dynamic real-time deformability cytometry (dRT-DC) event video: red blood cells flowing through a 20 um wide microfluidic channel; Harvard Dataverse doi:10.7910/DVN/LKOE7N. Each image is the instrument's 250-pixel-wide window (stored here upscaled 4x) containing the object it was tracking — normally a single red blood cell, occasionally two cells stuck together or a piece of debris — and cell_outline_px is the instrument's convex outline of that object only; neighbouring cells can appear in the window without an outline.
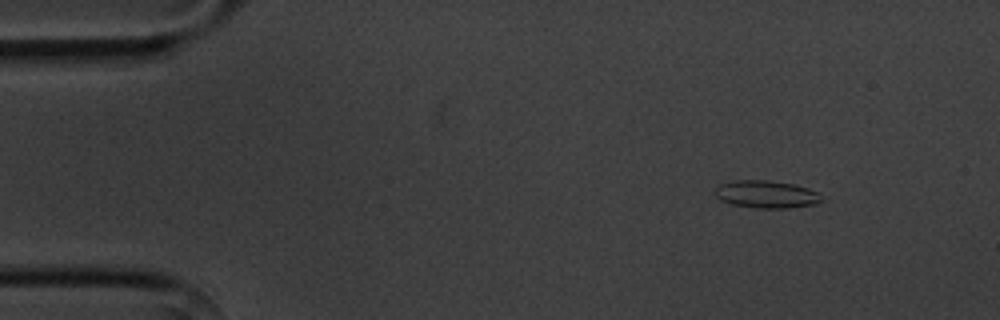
{"species": "common noctule bat (a hibernating species)", "species_latin": "Nyctalus noctula", "temperature_condition": "cold", "stored_images_in_passage": 5, "camera_frame_rate_fps": 3000, "um_per_image_px": 0.085, "animal": {"sex": "male", "body_mass_g": 20.1, "forearm_length_mm": 53.5}, "frame": {"image": 1, "passage_image": 1, "time_ms": 0.0, "image_size_px": [1000, 320], "cell_outline_px": [[824, 200], [816, 204], [788, 208], [756, 208], [732, 204], [720, 200], [712, 192], [720, 184], [736, 180], [768, 180], [792, 184], [808, 188], [816, 192]], "centroid_in_image_um": [65.11, 16.52], "position_along_channel_um": 19.9, "area_um2": 17.11}}